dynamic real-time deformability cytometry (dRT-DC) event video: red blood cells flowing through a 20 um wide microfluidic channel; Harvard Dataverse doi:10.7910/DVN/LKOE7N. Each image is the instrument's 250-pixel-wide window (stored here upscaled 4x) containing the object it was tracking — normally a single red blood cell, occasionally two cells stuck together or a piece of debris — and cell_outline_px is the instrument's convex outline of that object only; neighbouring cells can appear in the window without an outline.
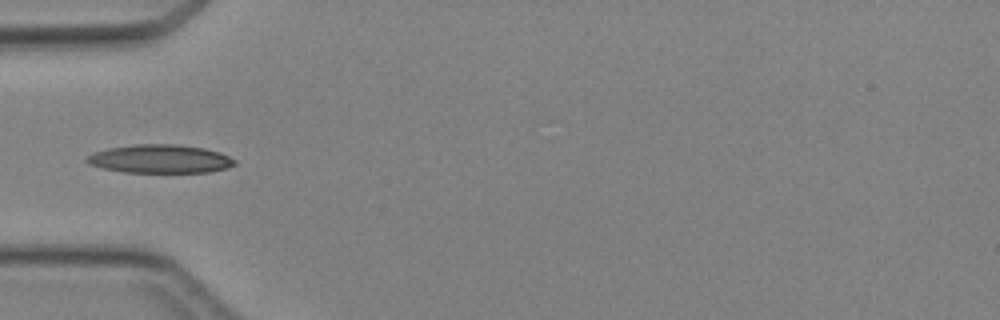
{"species": "Egyptian fruit bat (a non-hibernating species)", "species_latin": "Rousettus aegyptiacus", "temperature_condition": "cold", "stored_images_in_passage": 5, "camera_frame_rate_fps": 3000, "um_per_image_px": 0.085, "animal": {"sex": "female"}, "frame": {"image": 1, "passage_image": 5, "time_ms": 4.333, "image_size_px": [1000, 320], "cell_outline_px": [[236, 164], [228, 168], [208, 172], [124, 172], [104, 168], [88, 164], [84, 160], [92, 152], [108, 148], [136, 144], [176, 144], [204, 148], [220, 152], [236, 160]], "centroid_in_image_um": [13.6, 13.5], "position_along_channel_um": 71.4, "area_um2": 24.57}}